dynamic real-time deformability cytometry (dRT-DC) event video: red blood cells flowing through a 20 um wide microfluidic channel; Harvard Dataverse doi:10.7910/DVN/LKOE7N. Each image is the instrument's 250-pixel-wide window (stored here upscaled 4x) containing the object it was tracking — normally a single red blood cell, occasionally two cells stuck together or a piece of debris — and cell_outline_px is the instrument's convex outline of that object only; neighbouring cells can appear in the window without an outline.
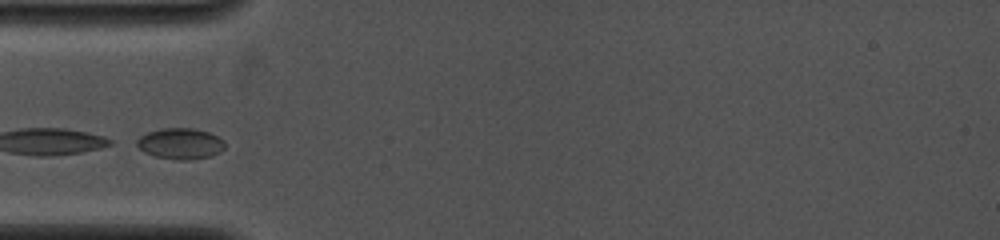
{"species": "common noctule bat (a hibernating species)", "species_latin": "Nyctalus noctula", "temperature_condition": "cold", "stored_images_in_passage": 5, "camera_frame_rate_fps": 4000, "um_per_image_px": 0.085, "animal": {"sex": "female", "body_mass_g": 19.0, "forearm_length_mm": 53.3}, "frame": {"image": 1, "passage_image": 1, "time_ms": 0.0, "image_size_px": [1000, 240], "cell_outline_px": [[224, 148], [220, 152], [212, 156], [188, 160], [180, 160], [156, 156], [144, 152], [136, 144], [136, 140], [140, 136], [148, 132], [160, 128], [192, 128], [208, 132], [224, 140]], "centroid_in_image_um": [15.33, 12.2], "position_along_channel_um": 69.7, "area_um2": 15.84}}